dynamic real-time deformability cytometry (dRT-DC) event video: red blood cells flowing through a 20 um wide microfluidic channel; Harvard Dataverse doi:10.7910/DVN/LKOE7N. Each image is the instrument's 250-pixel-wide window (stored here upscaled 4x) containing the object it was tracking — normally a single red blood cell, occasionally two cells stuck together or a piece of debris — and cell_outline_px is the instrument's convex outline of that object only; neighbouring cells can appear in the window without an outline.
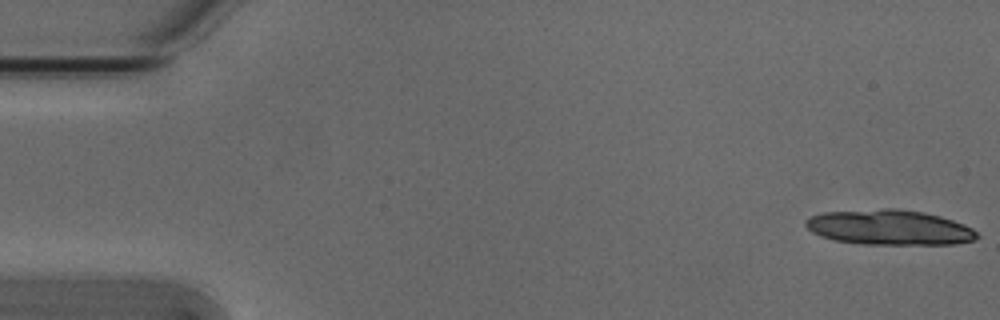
{"species": "Egyptian fruit bat (a non-hibernating species)", "species_latin": "Rousettus aegyptiacus", "temperature_condition": "cold", "stored_images_in_passage": 6, "camera_frame_rate_fps": 3000, "um_per_image_px": 0.085, "animal": {"sex": "male"}, "frame": {"image": 1, "passage_image": 1, "time_ms": 0.0, "image_size_px": [1000, 320], "cell_outline_px": [[980, 236], [972, 240], [956, 244], [864, 244], [836, 240], [820, 236], [812, 232], [804, 224], [804, 220], [812, 216], [824, 212], [884, 208], [900, 208], [924, 212], [940, 216], [964, 224], [972, 228]], "centroid_in_image_um": [75.6, 19.32], "position_along_channel_um": 9.4, "area_um2": 35.08}}
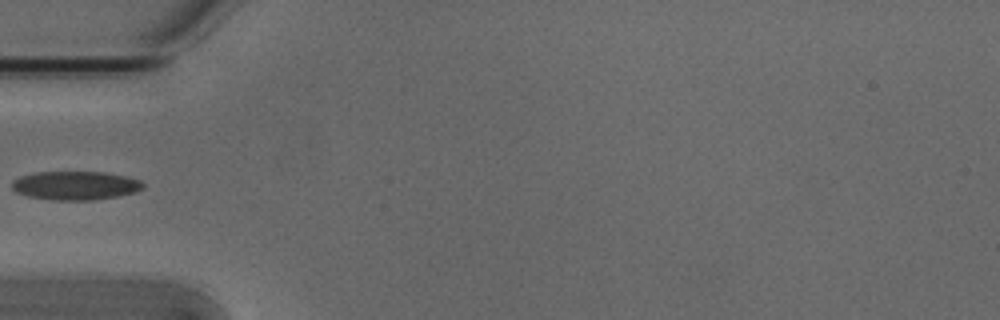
{"frame": {"image": 2, "passage_image": 5, "time_ms": 1.333, "image_size_px": [1000, 320], "cell_outline_px": [[144, 188], [136, 192], [96, 200], [52, 200], [28, 196], [16, 192], [12, 188], [12, 180], [20, 176], [36, 172], [104, 172], [124, 176], [140, 180], [144, 184]], "centroid_in_image_um": [6.4, 15.77], "position_along_channel_um": 78.6, "area_um2": 21.96}}
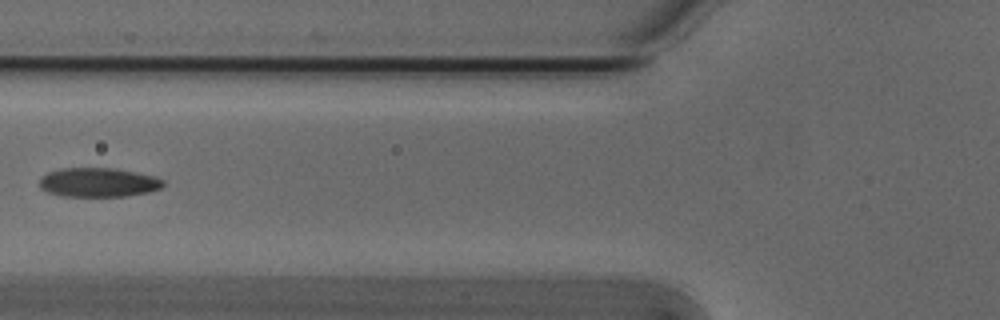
{"frame": {"image": 3, "passage_image": 6, "time_ms": 1.667, "image_size_px": [1000, 320], "cell_outline_px": [[164, 184], [160, 188], [148, 192], [124, 196], [60, 196], [48, 192], [40, 188], [40, 180], [48, 172], [60, 168], [112, 168], [152, 176], [164, 180]], "centroid_in_image_um": [8.32, 15.51], "position_along_channel_um": 117.5, "area_um2": 20.75}}